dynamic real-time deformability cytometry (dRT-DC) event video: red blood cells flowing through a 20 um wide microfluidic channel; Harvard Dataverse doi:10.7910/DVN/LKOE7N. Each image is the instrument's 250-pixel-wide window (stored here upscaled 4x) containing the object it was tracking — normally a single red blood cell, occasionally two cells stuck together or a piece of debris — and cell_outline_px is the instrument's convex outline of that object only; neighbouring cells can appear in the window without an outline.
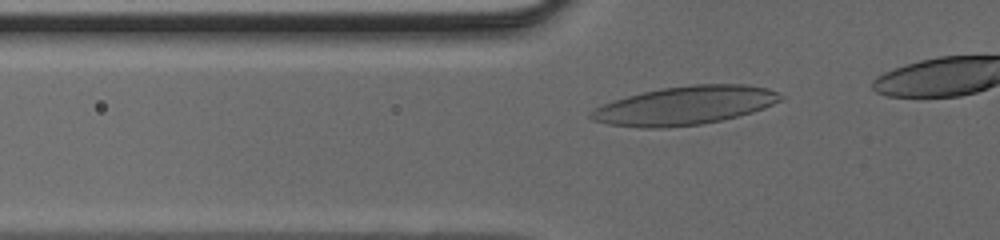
{"species": "human", "species_latin": "Homo sapiens", "temperature_condition": "cold", "stored_images_in_passage": 9, "camera_frame_rate_fps": 3000, "um_per_image_px": 0.085, "donor": {"sex": "male"}, "frame": {"image": 1, "passage_image": 3, "time_ms": 0.667, "image_size_px": [1000, 240], "cell_outline_px": [[784, 96], [780, 100], [764, 108], [752, 112], [720, 120], [700, 124], [668, 128], [640, 128], [608, 124], [592, 120], [588, 116], [588, 112], [612, 100], [660, 88], [692, 84], [744, 84], [768, 88]], "centroid_in_image_um": [58.18, 8.97], "position_along_channel_um": 67.6, "area_um2": 42.54}}
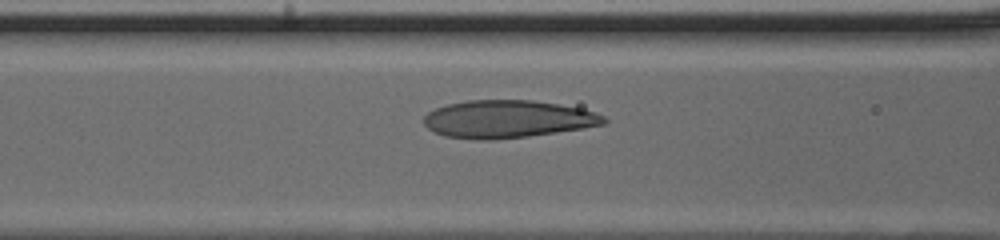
{"frame": {"image": 2, "passage_image": 7, "time_ms": 2.0, "image_size_px": [1000, 240], "cell_outline_px": [[608, 120], [604, 124], [584, 128], [528, 136], [492, 140], [480, 140], [444, 136], [432, 132], [424, 124], [424, 116], [428, 112], [436, 108], [448, 104], [468, 100], [532, 100], [580, 108], [596, 112], [604, 116]], "centroid_in_image_um": [43.13, 10.12], "position_along_channel_um": 123.5, "area_um2": 39.48}}